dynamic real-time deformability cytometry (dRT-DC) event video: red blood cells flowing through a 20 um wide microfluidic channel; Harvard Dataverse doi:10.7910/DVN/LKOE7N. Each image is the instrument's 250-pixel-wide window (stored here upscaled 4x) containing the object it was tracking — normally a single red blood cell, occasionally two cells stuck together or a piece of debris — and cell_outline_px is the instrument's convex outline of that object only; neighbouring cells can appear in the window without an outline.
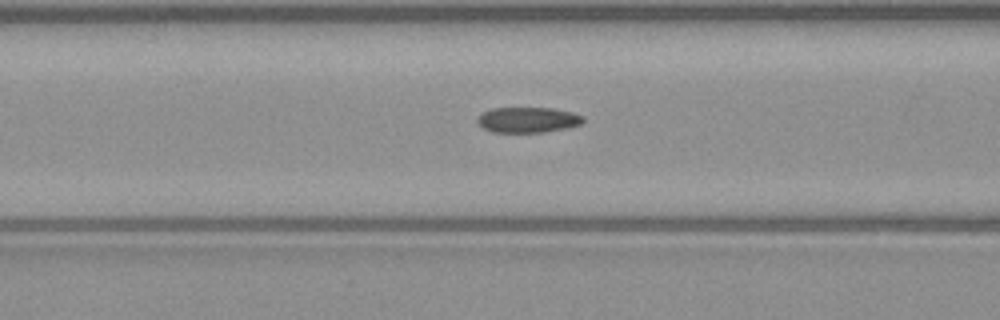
{"species": "common noctule bat (a hibernating species)", "species_latin": "Nyctalus noctula", "temperature_condition": "warm", "stored_images_in_passage": 49, "camera_frame_rate_fps": 3000, "um_per_image_px": 0.085, "animal": {"sex": "male", "body_mass_g": 23.1, "forearm_length_mm": 52.7}, "frame": {"image": 1, "passage_image": 21, "time_ms": 6.667, "image_size_px": [1000, 320], "cell_outline_px": [[584, 120], [580, 124], [564, 128], [544, 132], [492, 132], [484, 128], [476, 120], [484, 112], [492, 108], [552, 108], [572, 112], [584, 116]], "centroid_in_image_um": [44.88, 10.18], "position_along_channel_um": 121.7, "area_um2": 15.49}}
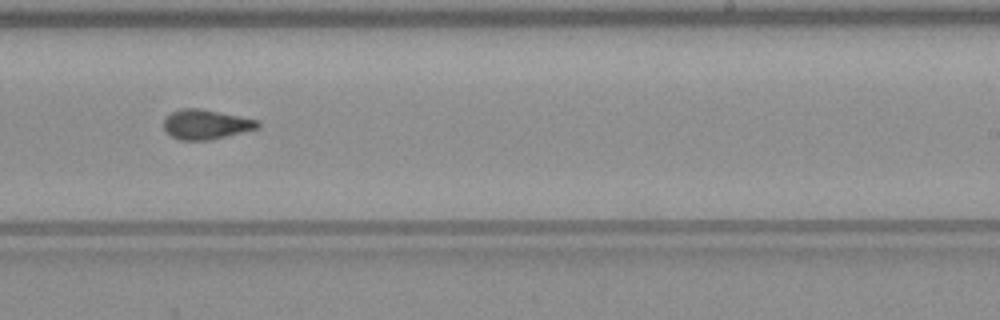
{"frame": {"image": 2, "passage_image": 32, "time_ms": 10.333, "image_size_px": [1000, 320], "cell_outline_px": [[260, 128], [212, 140], [180, 140], [168, 136], [164, 132], [164, 116], [180, 108], [200, 108], [260, 120]], "centroid_in_image_um": [17.49, 10.58], "position_along_channel_um": 271.5, "area_um2": 16.7}}
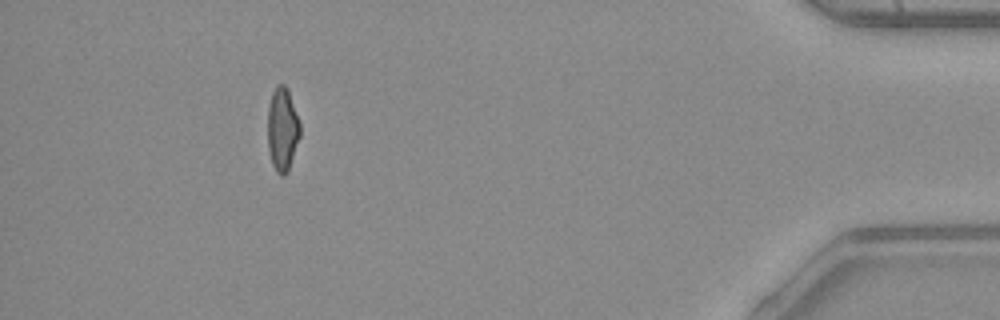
{"frame": {"image": 3, "passage_image": 47, "time_ms": 15.333, "image_size_px": [1000, 320], "cell_outline_px": [[300, 136], [288, 172], [284, 176], [280, 176], [276, 172], [272, 164], [268, 148], [268, 104], [272, 92], [276, 84], [284, 84], [288, 88], [300, 124]], "centroid_in_image_um": [24.0, 10.99], "position_along_channel_um": 411.2, "area_um2": 15.95}, "authors_computed_cell_mechanics": {"area_um2": 16.1262, "velocity_mm_per_s": 4.0855, "shape_relaxation_time_tau1_ms": null, "shape_relaxation_time_tau2_ms": 1.8173, "deformation_change_tau1": null, "deformation_change_tau2": 0.0836}}